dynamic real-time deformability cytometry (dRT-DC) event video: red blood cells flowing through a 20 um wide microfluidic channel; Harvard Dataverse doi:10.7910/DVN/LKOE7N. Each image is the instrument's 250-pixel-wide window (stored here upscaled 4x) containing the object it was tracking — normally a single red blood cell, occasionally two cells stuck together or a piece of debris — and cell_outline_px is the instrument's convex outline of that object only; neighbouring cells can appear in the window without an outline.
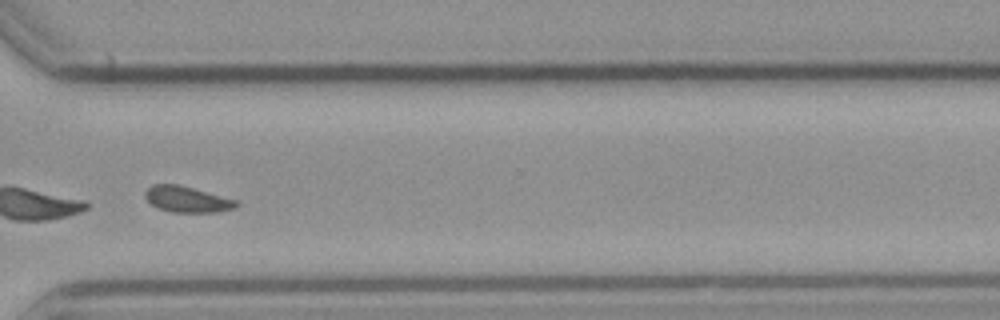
{"species": "common noctule bat (a hibernating species)", "species_latin": "Nyctalus noctula", "temperature_condition": "cold", "stored_images_in_passage": 54, "segment_of_instrument_passage": [2, 2], "camera_frame_rate_fps": 3000, "um_per_image_px": 0.085, "animal": {"sex": "male", "body_mass_g": 23.1, "forearm_length_mm": 52.7}, "frame": {"image": 1, "passage_image": 41, "time_ms": 13.333, "image_size_px": [1000, 320], "cell_outline_px": [[240, 204], [236, 208], [216, 212], [172, 212], [160, 208], [152, 204], [144, 196], [144, 192], [152, 184], [180, 184], [240, 200]], "centroid_in_image_um": [15.97, 16.93], "position_along_channel_um": 354.6, "area_um2": 14.05}}